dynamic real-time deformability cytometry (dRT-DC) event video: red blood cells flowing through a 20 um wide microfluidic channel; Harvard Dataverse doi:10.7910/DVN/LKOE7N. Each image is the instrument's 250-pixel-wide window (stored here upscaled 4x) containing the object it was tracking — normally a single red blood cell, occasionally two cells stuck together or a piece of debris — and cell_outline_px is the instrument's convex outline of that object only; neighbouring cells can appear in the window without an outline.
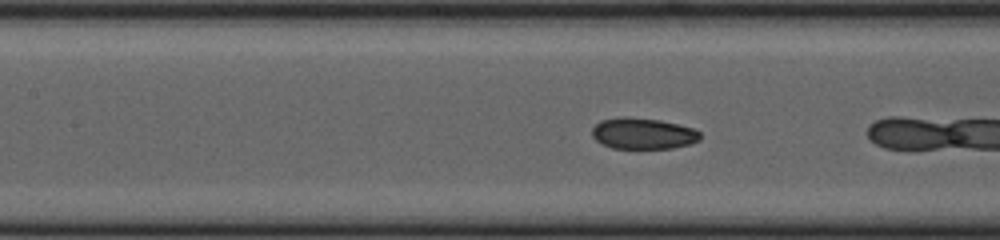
{"species": "common noctule bat (a hibernating species)", "species_latin": "Nyctalus noctula", "temperature_condition": "cold", "stored_images_in_passage": 9, "camera_frame_rate_fps": 3000, "um_per_image_px": 0.085, "animal": {"sex": "female", "body_mass_g": 23.0, "forearm_length_mm": 53.4}, "frame": {"image": 1, "passage_image": 8, "time_ms": 2.333, "image_size_px": [1000, 240], "cell_outline_px": [[700, 140], [688, 144], [672, 148], [612, 148], [596, 140], [592, 136], [592, 128], [600, 120], [624, 116], [660, 120], [692, 128], [700, 132]], "centroid_in_image_um": [54.63, 11.34], "position_along_channel_um": 152.8, "area_um2": 19.48}}